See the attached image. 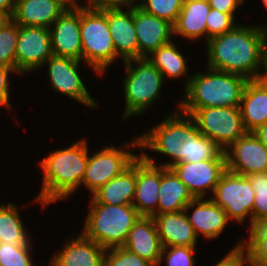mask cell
I'll return each instance as SVG.
<instances>
[{
	"label": "cell",
	"instance_id": "cell-23",
	"mask_svg": "<svg viewBox=\"0 0 267 266\" xmlns=\"http://www.w3.org/2000/svg\"><path fill=\"white\" fill-rule=\"evenodd\" d=\"M239 107L247 132L267 122V83L262 78L246 82Z\"/></svg>",
	"mask_w": 267,
	"mask_h": 266
},
{
	"label": "cell",
	"instance_id": "cell-26",
	"mask_svg": "<svg viewBox=\"0 0 267 266\" xmlns=\"http://www.w3.org/2000/svg\"><path fill=\"white\" fill-rule=\"evenodd\" d=\"M136 187V159L117 177L93 193L91 203L107 205L132 204Z\"/></svg>",
	"mask_w": 267,
	"mask_h": 266
},
{
	"label": "cell",
	"instance_id": "cell-35",
	"mask_svg": "<svg viewBox=\"0 0 267 266\" xmlns=\"http://www.w3.org/2000/svg\"><path fill=\"white\" fill-rule=\"evenodd\" d=\"M111 250V251H110ZM103 266H155L137 254L129 252L124 247H113L107 249Z\"/></svg>",
	"mask_w": 267,
	"mask_h": 266
},
{
	"label": "cell",
	"instance_id": "cell-25",
	"mask_svg": "<svg viewBox=\"0 0 267 266\" xmlns=\"http://www.w3.org/2000/svg\"><path fill=\"white\" fill-rule=\"evenodd\" d=\"M157 214L179 212L195 199L171 168L161 166Z\"/></svg>",
	"mask_w": 267,
	"mask_h": 266
},
{
	"label": "cell",
	"instance_id": "cell-31",
	"mask_svg": "<svg viewBox=\"0 0 267 266\" xmlns=\"http://www.w3.org/2000/svg\"><path fill=\"white\" fill-rule=\"evenodd\" d=\"M18 24L9 18L0 28V66L15 69Z\"/></svg>",
	"mask_w": 267,
	"mask_h": 266
},
{
	"label": "cell",
	"instance_id": "cell-12",
	"mask_svg": "<svg viewBox=\"0 0 267 266\" xmlns=\"http://www.w3.org/2000/svg\"><path fill=\"white\" fill-rule=\"evenodd\" d=\"M170 168L195 198H204L207 189L214 192L221 175L226 170L225 152L223 151L216 159L176 163Z\"/></svg>",
	"mask_w": 267,
	"mask_h": 266
},
{
	"label": "cell",
	"instance_id": "cell-39",
	"mask_svg": "<svg viewBox=\"0 0 267 266\" xmlns=\"http://www.w3.org/2000/svg\"><path fill=\"white\" fill-rule=\"evenodd\" d=\"M135 1L137 2L138 0H89V6L97 10L123 9L126 5L128 8L130 7V9H135L140 5V3L134 5L133 3Z\"/></svg>",
	"mask_w": 267,
	"mask_h": 266
},
{
	"label": "cell",
	"instance_id": "cell-15",
	"mask_svg": "<svg viewBox=\"0 0 267 266\" xmlns=\"http://www.w3.org/2000/svg\"><path fill=\"white\" fill-rule=\"evenodd\" d=\"M161 184V166L154 163L146 153L136 158V187L132 205L140 216L157 215L159 187Z\"/></svg>",
	"mask_w": 267,
	"mask_h": 266
},
{
	"label": "cell",
	"instance_id": "cell-10",
	"mask_svg": "<svg viewBox=\"0 0 267 266\" xmlns=\"http://www.w3.org/2000/svg\"><path fill=\"white\" fill-rule=\"evenodd\" d=\"M137 157L138 155L130 150L117 149L115 146L104 147L94 155L88 156L82 184L93 194L127 169Z\"/></svg>",
	"mask_w": 267,
	"mask_h": 266
},
{
	"label": "cell",
	"instance_id": "cell-20",
	"mask_svg": "<svg viewBox=\"0 0 267 266\" xmlns=\"http://www.w3.org/2000/svg\"><path fill=\"white\" fill-rule=\"evenodd\" d=\"M107 22L116 54L123 61L138 58V39L134 26V9L107 10Z\"/></svg>",
	"mask_w": 267,
	"mask_h": 266
},
{
	"label": "cell",
	"instance_id": "cell-27",
	"mask_svg": "<svg viewBox=\"0 0 267 266\" xmlns=\"http://www.w3.org/2000/svg\"><path fill=\"white\" fill-rule=\"evenodd\" d=\"M210 10L207 0H185L173 25V35H181L189 40L206 37V18Z\"/></svg>",
	"mask_w": 267,
	"mask_h": 266
},
{
	"label": "cell",
	"instance_id": "cell-46",
	"mask_svg": "<svg viewBox=\"0 0 267 266\" xmlns=\"http://www.w3.org/2000/svg\"><path fill=\"white\" fill-rule=\"evenodd\" d=\"M262 69H265L262 79L267 83V62H265L264 68Z\"/></svg>",
	"mask_w": 267,
	"mask_h": 266
},
{
	"label": "cell",
	"instance_id": "cell-44",
	"mask_svg": "<svg viewBox=\"0 0 267 266\" xmlns=\"http://www.w3.org/2000/svg\"><path fill=\"white\" fill-rule=\"evenodd\" d=\"M254 134L267 148V122L254 131Z\"/></svg>",
	"mask_w": 267,
	"mask_h": 266
},
{
	"label": "cell",
	"instance_id": "cell-4",
	"mask_svg": "<svg viewBox=\"0 0 267 266\" xmlns=\"http://www.w3.org/2000/svg\"><path fill=\"white\" fill-rule=\"evenodd\" d=\"M187 78L185 99L178 108L191 115L198 108L240 106L245 77L208 68Z\"/></svg>",
	"mask_w": 267,
	"mask_h": 266
},
{
	"label": "cell",
	"instance_id": "cell-45",
	"mask_svg": "<svg viewBox=\"0 0 267 266\" xmlns=\"http://www.w3.org/2000/svg\"><path fill=\"white\" fill-rule=\"evenodd\" d=\"M10 17L6 15L5 13L0 11V28L3 26V24L9 19Z\"/></svg>",
	"mask_w": 267,
	"mask_h": 266
},
{
	"label": "cell",
	"instance_id": "cell-18",
	"mask_svg": "<svg viewBox=\"0 0 267 266\" xmlns=\"http://www.w3.org/2000/svg\"><path fill=\"white\" fill-rule=\"evenodd\" d=\"M122 247L159 266L163 247L153 217L140 216Z\"/></svg>",
	"mask_w": 267,
	"mask_h": 266
},
{
	"label": "cell",
	"instance_id": "cell-16",
	"mask_svg": "<svg viewBox=\"0 0 267 266\" xmlns=\"http://www.w3.org/2000/svg\"><path fill=\"white\" fill-rule=\"evenodd\" d=\"M134 26L138 39V58H147L159 47L171 42L174 34L172 23L139 7L134 9Z\"/></svg>",
	"mask_w": 267,
	"mask_h": 266
},
{
	"label": "cell",
	"instance_id": "cell-47",
	"mask_svg": "<svg viewBox=\"0 0 267 266\" xmlns=\"http://www.w3.org/2000/svg\"><path fill=\"white\" fill-rule=\"evenodd\" d=\"M247 266H267V265H262V264H248Z\"/></svg>",
	"mask_w": 267,
	"mask_h": 266
},
{
	"label": "cell",
	"instance_id": "cell-42",
	"mask_svg": "<svg viewBox=\"0 0 267 266\" xmlns=\"http://www.w3.org/2000/svg\"><path fill=\"white\" fill-rule=\"evenodd\" d=\"M64 11H81L90 8L89 0L87 1L88 6L78 5L77 0H54Z\"/></svg>",
	"mask_w": 267,
	"mask_h": 266
},
{
	"label": "cell",
	"instance_id": "cell-8",
	"mask_svg": "<svg viewBox=\"0 0 267 266\" xmlns=\"http://www.w3.org/2000/svg\"><path fill=\"white\" fill-rule=\"evenodd\" d=\"M190 116L201 134L224 151L247 133L239 106L198 108Z\"/></svg>",
	"mask_w": 267,
	"mask_h": 266
},
{
	"label": "cell",
	"instance_id": "cell-24",
	"mask_svg": "<svg viewBox=\"0 0 267 266\" xmlns=\"http://www.w3.org/2000/svg\"><path fill=\"white\" fill-rule=\"evenodd\" d=\"M16 7L11 17L20 26H50L64 12L54 0H15Z\"/></svg>",
	"mask_w": 267,
	"mask_h": 266
},
{
	"label": "cell",
	"instance_id": "cell-3",
	"mask_svg": "<svg viewBox=\"0 0 267 266\" xmlns=\"http://www.w3.org/2000/svg\"><path fill=\"white\" fill-rule=\"evenodd\" d=\"M87 145L85 139H82L64 150L51 152L39 162L44 177L42 190L36 200L42 207L66 199L82 185L88 162Z\"/></svg>",
	"mask_w": 267,
	"mask_h": 266
},
{
	"label": "cell",
	"instance_id": "cell-7",
	"mask_svg": "<svg viewBox=\"0 0 267 266\" xmlns=\"http://www.w3.org/2000/svg\"><path fill=\"white\" fill-rule=\"evenodd\" d=\"M82 58L98 74L105 72L117 57L107 22V10L80 11Z\"/></svg>",
	"mask_w": 267,
	"mask_h": 266
},
{
	"label": "cell",
	"instance_id": "cell-9",
	"mask_svg": "<svg viewBox=\"0 0 267 266\" xmlns=\"http://www.w3.org/2000/svg\"><path fill=\"white\" fill-rule=\"evenodd\" d=\"M213 194L215 197L212 200L225 210L228 220L242 223L246 217H249L250 227H252L255 191L247 176L226 169Z\"/></svg>",
	"mask_w": 267,
	"mask_h": 266
},
{
	"label": "cell",
	"instance_id": "cell-43",
	"mask_svg": "<svg viewBox=\"0 0 267 266\" xmlns=\"http://www.w3.org/2000/svg\"><path fill=\"white\" fill-rule=\"evenodd\" d=\"M15 7V0H0V11L8 15L10 18L14 14Z\"/></svg>",
	"mask_w": 267,
	"mask_h": 266
},
{
	"label": "cell",
	"instance_id": "cell-33",
	"mask_svg": "<svg viewBox=\"0 0 267 266\" xmlns=\"http://www.w3.org/2000/svg\"><path fill=\"white\" fill-rule=\"evenodd\" d=\"M184 2L185 0H140L139 8L174 25Z\"/></svg>",
	"mask_w": 267,
	"mask_h": 266
},
{
	"label": "cell",
	"instance_id": "cell-1",
	"mask_svg": "<svg viewBox=\"0 0 267 266\" xmlns=\"http://www.w3.org/2000/svg\"><path fill=\"white\" fill-rule=\"evenodd\" d=\"M136 137L128 147L147 148L170 156L173 160L162 164L170 168L176 163H193L216 159L224 150L210 138L202 135L193 118L179 110Z\"/></svg>",
	"mask_w": 267,
	"mask_h": 266
},
{
	"label": "cell",
	"instance_id": "cell-19",
	"mask_svg": "<svg viewBox=\"0 0 267 266\" xmlns=\"http://www.w3.org/2000/svg\"><path fill=\"white\" fill-rule=\"evenodd\" d=\"M192 207L196 208L191 217L187 215V218L197 237L199 235L207 239L219 237L229 223L225 210L211 198L207 200L195 198L185 207L184 211L187 212Z\"/></svg>",
	"mask_w": 267,
	"mask_h": 266
},
{
	"label": "cell",
	"instance_id": "cell-6",
	"mask_svg": "<svg viewBox=\"0 0 267 266\" xmlns=\"http://www.w3.org/2000/svg\"><path fill=\"white\" fill-rule=\"evenodd\" d=\"M126 77L124 79L125 108L123 119L140 115L159 98L163 74L148 58H137L123 61ZM135 62V63H134ZM133 63V64H132ZM137 65L133 67V65Z\"/></svg>",
	"mask_w": 267,
	"mask_h": 266
},
{
	"label": "cell",
	"instance_id": "cell-21",
	"mask_svg": "<svg viewBox=\"0 0 267 266\" xmlns=\"http://www.w3.org/2000/svg\"><path fill=\"white\" fill-rule=\"evenodd\" d=\"M107 249L87 238L82 232L70 239L63 250L51 258L52 266H103Z\"/></svg>",
	"mask_w": 267,
	"mask_h": 266
},
{
	"label": "cell",
	"instance_id": "cell-11",
	"mask_svg": "<svg viewBox=\"0 0 267 266\" xmlns=\"http://www.w3.org/2000/svg\"><path fill=\"white\" fill-rule=\"evenodd\" d=\"M52 55L49 28L18 25L15 70L19 74L38 69Z\"/></svg>",
	"mask_w": 267,
	"mask_h": 266
},
{
	"label": "cell",
	"instance_id": "cell-38",
	"mask_svg": "<svg viewBox=\"0 0 267 266\" xmlns=\"http://www.w3.org/2000/svg\"><path fill=\"white\" fill-rule=\"evenodd\" d=\"M243 241H240L236 247L227 253L221 261L216 263L215 266H245L248 265L247 256L244 248L242 247Z\"/></svg>",
	"mask_w": 267,
	"mask_h": 266
},
{
	"label": "cell",
	"instance_id": "cell-14",
	"mask_svg": "<svg viewBox=\"0 0 267 266\" xmlns=\"http://www.w3.org/2000/svg\"><path fill=\"white\" fill-rule=\"evenodd\" d=\"M224 152L227 170L243 176L267 172V148L254 132H247Z\"/></svg>",
	"mask_w": 267,
	"mask_h": 266
},
{
	"label": "cell",
	"instance_id": "cell-5",
	"mask_svg": "<svg viewBox=\"0 0 267 266\" xmlns=\"http://www.w3.org/2000/svg\"><path fill=\"white\" fill-rule=\"evenodd\" d=\"M90 205L82 233L105 249L122 247L129 231L140 217L136 208L132 204L91 203Z\"/></svg>",
	"mask_w": 267,
	"mask_h": 266
},
{
	"label": "cell",
	"instance_id": "cell-28",
	"mask_svg": "<svg viewBox=\"0 0 267 266\" xmlns=\"http://www.w3.org/2000/svg\"><path fill=\"white\" fill-rule=\"evenodd\" d=\"M18 213L17 206L12 203L0 205V242L7 245L31 244Z\"/></svg>",
	"mask_w": 267,
	"mask_h": 266
},
{
	"label": "cell",
	"instance_id": "cell-17",
	"mask_svg": "<svg viewBox=\"0 0 267 266\" xmlns=\"http://www.w3.org/2000/svg\"><path fill=\"white\" fill-rule=\"evenodd\" d=\"M49 31L53 55L83 60L80 11H64Z\"/></svg>",
	"mask_w": 267,
	"mask_h": 266
},
{
	"label": "cell",
	"instance_id": "cell-13",
	"mask_svg": "<svg viewBox=\"0 0 267 266\" xmlns=\"http://www.w3.org/2000/svg\"><path fill=\"white\" fill-rule=\"evenodd\" d=\"M80 62V60L74 58L52 55L46 61L51 86L56 91L86 106H98L79 76L77 70L80 67Z\"/></svg>",
	"mask_w": 267,
	"mask_h": 266
},
{
	"label": "cell",
	"instance_id": "cell-48",
	"mask_svg": "<svg viewBox=\"0 0 267 266\" xmlns=\"http://www.w3.org/2000/svg\"><path fill=\"white\" fill-rule=\"evenodd\" d=\"M263 2V5L265 6V8L267 9V0H261Z\"/></svg>",
	"mask_w": 267,
	"mask_h": 266
},
{
	"label": "cell",
	"instance_id": "cell-2",
	"mask_svg": "<svg viewBox=\"0 0 267 266\" xmlns=\"http://www.w3.org/2000/svg\"><path fill=\"white\" fill-rule=\"evenodd\" d=\"M207 42V68L238 74L247 80L261 79L267 54L265 26H239ZM263 65V66H262Z\"/></svg>",
	"mask_w": 267,
	"mask_h": 266
},
{
	"label": "cell",
	"instance_id": "cell-37",
	"mask_svg": "<svg viewBox=\"0 0 267 266\" xmlns=\"http://www.w3.org/2000/svg\"><path fill=\"white\" fill-rule=\"evenodd\" d=\"M194 252L195 248L187 246L165 247L161 252L160 263L163 262L162 259L165 258L166 265L168 266H194ZM165 253L168 254L165 256Z\"/></svg>",
	"mask_w": 267,
	"mask_h": 266
},
{
	"label": "cell",
	"instance_id": "cell-22",
	"mask_svg": "<svg viewBox=\"0 0 267 266\" xmlns=\"http://www.w3.org/2000/svg\"><path fill=\"white\" fill-rule=\"evenodd\" d=\"M162 247L187 246L195 248L197 235L184 210L153 216Z\"/></svg>",
	"mask_w": 267,
	"mask_h": 266
},
{
	"label": "cell",
	"instance_id": "cell-29",
	"mask_svg": "<svg viewBox=\"0 0 267 266\" xmlns=\"http://www.w3.org/2000/svg\"><path fill=\"white\" fill-rule=\"evenodd\" d=\"M165 75L170 78H178L187 75V66L184 56L176 48L173 41L164 44L147 57Z\"/></svg>",
	"mask_w": 267,
	"mask_h": 266
},
{
	"label": "cell",
	"instance_id": "cell-41",
	"mask_svg": "<svg viewBox=\"0 0 267 266\" xmlns=\"http://www.w3.org/2000/svg\"><path fill=\"white\" fill-rule=\"evenodd\" d=\"M210 4V7L218 10L222 13L231 14L233 17L238 8L244 0H207Z\"/></svg>",
	"mask_w": 267,
	"mask_h": 266
},
{
	"label": "cell",
	"instance_id": "cell-36",
	"mask_svg": "<svg viewBox=\"0 0 267 266\" xmlns=\"http://www.w3.org/2000/svg\"><path fill=\"white\" fill-rule=\"evenodd\" d=\"M234 17L211 8L206 18V40L224 34L235 27Z\"/></svg>",
	"mask_w": 267,
	"mask_h": 266
},
{
	"label": "cell",
	"instance_id": "cell-40",
	"mask_svg": "<svg viewBox=\"0 0 267 266\" xmlns=\"http://www.w3.org/2000/svg\"><path fill=\"white\" fill-rule=\"evenodd\" d=\"M11 72H17L13 68L0 66V106L11 108L9 103V81L8 75Z\"/></svg>",
	"mask_w": 267,
	"mask_h": 266
},
{
	"label": "cell",
	"instance_id": "cell-34",
	"mask_svg": "<svg viewBox=\"0 0 267 266\" xmlns=\"http://www.w3.org/2000/svg\"><path fill=\"white\" fill-rule=\"evenodd\" d=\"M31 244L7 245L0 242V266H33Z\"/></svg>",
	"mask_w": 267,
	"mask_h": 266
},
{
	"label": "cell",
	"instance_id": "cell-30",
	"mask_svg": "<svg viewBox=\"0 0 267 266\" xmlns=\"http://www.w3.org/2000/svg\"><path fill=\"white\" fill-rule=\"evenodd\" d=\"M242 247L245 250L248 264L267 265V220L257 222L250 227V236Z\"/></svg>",
	"mask_w": 267,
	"mask_h": 266
},
{
	"label": "cell",
	"instance_id": "cell-32",
	"mask_svg": "<svg viewBox=\"0 0 267 266\" xmlns=\"http://www.w3.org/2000/svg\"><path fill=\"white\" fill-rule=\"evenodd\" d=\"M255 191L252 211V226L267 220V172L251 173L247 176Z\"/></svg>",
	"mask_w": 267,
	"mask_h": 266
}]
</instances>
